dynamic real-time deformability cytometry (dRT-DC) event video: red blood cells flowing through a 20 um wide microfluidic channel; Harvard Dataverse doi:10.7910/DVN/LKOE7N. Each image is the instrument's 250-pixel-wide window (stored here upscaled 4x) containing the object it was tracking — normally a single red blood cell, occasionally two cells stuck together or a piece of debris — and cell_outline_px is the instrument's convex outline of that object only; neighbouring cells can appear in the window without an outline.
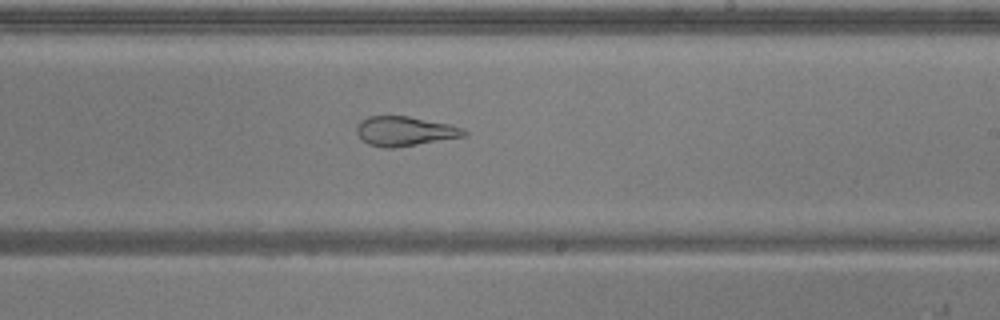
{"species": "common noctule bat (a hibernating species)", "species_latin": "Nyctalus noctula", "temperature_condition": "warm", "stored_images_in_passage": 52, "camera_frame_rate_fps": 3000, "um_per_image_px": 0.085, "animal": {"sex": "male", "body_mass_g": 20.5, "forearm_length_mm": 52.5}, "frame": {"image": 1, "passage_image": 30, "time_ms": 9.667, "image_size_px": [1000, 320], "cell_outline_px": [[468, 132], [464, 136], [392, 148], [384, 148], [368, 144], [356, 132], [356, 128], [360, 120], [368, 116], [408, 116], [448, 124], [464, 128]], "centroid_in_image_um": [34.38, 11.14], "position_along_channel_um": 254.6, "area_um2": 18.21}, "authors_computed_cell_mechanics": {"area_um2": 25.2586, "velocity_mm_per_s": 3.8501, "shape_relaxation_time_tau1_ms": null, "shape_relaxation_time_tau2_ms": 1.6543, "deformation_change_tau1": null, "deformation_change_tau2": 0.1068}}